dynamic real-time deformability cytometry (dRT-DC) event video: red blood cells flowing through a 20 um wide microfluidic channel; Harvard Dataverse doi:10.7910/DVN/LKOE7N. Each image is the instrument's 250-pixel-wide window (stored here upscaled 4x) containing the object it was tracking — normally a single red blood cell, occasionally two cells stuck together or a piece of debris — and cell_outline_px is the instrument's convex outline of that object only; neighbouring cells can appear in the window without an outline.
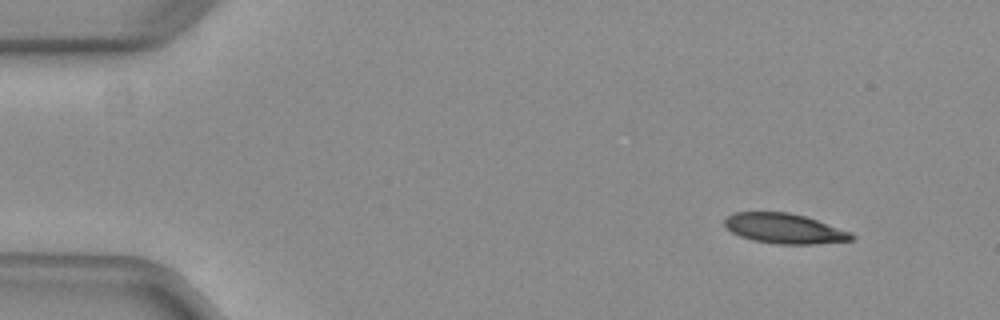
{"species": "common noctule bat (a hibernating species)", "species_latin": "Nyctalus noctula", "temperature_condition": "warm", "stored_images_in_passage": 5, "camera_frame_rate_fps": 3000, "um_per_image_px": 0.085, "animal": {"sex": "female", "body_mass_g": 29.2, "forearm_length_mm": 56.3}, "frame": {"image": 1, "passage_image": 1, "time_ms": 0.0, "image_size_px": [1000, 320], "cell_outline_px": [[856, 236], [852, 240], [812, 244], [776, 244], [752, 240], [740, 236], [732, 232], [724, 224], [724, 220], [728, 216], [736, 212], [788, 212], [804, 216], [852, 232]], "centroid_in_image_um": [66.68, 19.43], "position_along_channel_um": 18.3, "area_um2": 22.08}}